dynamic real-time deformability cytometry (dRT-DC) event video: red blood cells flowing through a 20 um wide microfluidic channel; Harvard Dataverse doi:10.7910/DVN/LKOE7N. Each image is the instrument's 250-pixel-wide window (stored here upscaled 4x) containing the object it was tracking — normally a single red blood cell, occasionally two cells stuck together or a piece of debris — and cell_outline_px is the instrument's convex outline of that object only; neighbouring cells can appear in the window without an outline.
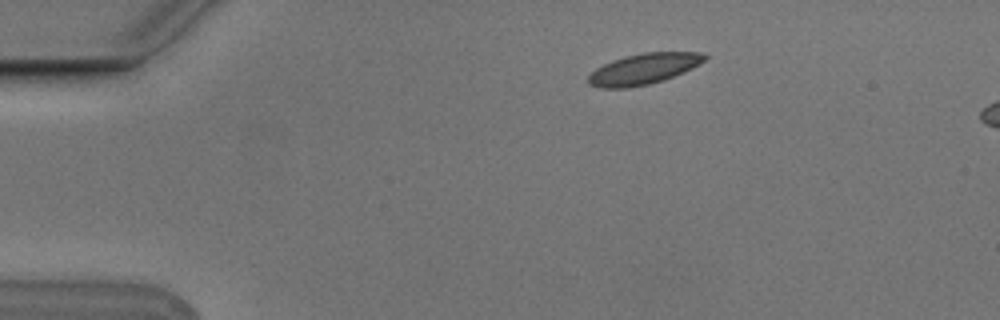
{"species": "Egyptian fruit bat (a non-hibernating species)", "species_latin": "Rousettus aegyptiacus", "temperature_condition": "cold", "stored_images_in_passage": 4, "camera_frame_rate_fps": 3000, "um_per_image_px": 0.085, "animal": {"sex": "male"}, "frame": {"image": 1, "passage_image": 1, "time_ms": 0.0, "image_size_px": [1000, 320], "cell_outline_px": [[708, 56], [704, 60], [692, 68], [664, 80], [648, 84], [628, 88], [600, 88], [588, 84], [588, 76], [596, 68], [612, 60], [624, 56], [644, 52], [700, 52]], "centroid_in_image_um": [54.68, 5.86], "position_along_channel_um": 30.3, "area_um2": 20.81}}